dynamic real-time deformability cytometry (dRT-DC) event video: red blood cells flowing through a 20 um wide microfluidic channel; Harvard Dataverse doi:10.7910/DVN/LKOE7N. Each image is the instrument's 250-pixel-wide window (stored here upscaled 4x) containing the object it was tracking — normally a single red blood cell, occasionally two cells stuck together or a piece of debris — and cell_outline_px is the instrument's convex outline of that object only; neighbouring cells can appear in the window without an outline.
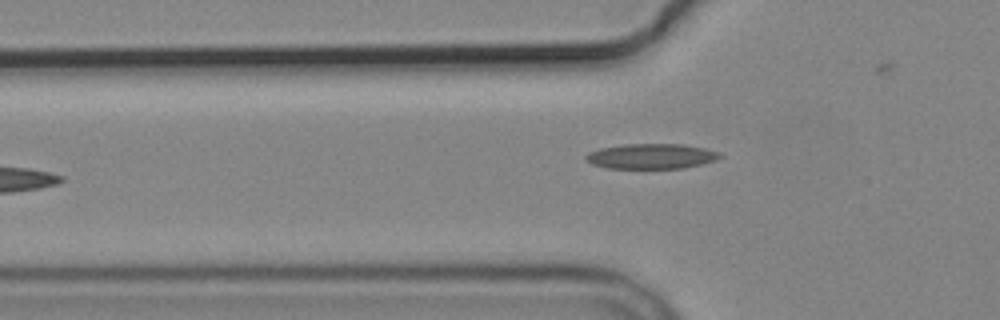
{"species": "common noctule bat (a hibernating species)", "species_latin": "Nyctalus noctula", "temperature_condition": "cold", "stored_images_in_passage": 5, "camera_frame_rate_fps": 3000, "um_per_image_px": 0.085, "animal": {"sex": "male", "body_mass_g": 19.2, "forearm_length_mm": 51.8}, "frame": {"image": 1, "passage_image": 5, "time_ms": 4.667, "image_size_px": [1000, 320], "cell_outline_px": [[724, 156], [716, 160], [684, 168], [608, 168], [592, 164], [584, 160], [584, 156], [588, 152], [600, 148], [624, 144], [684, 144], [704, 148], [720, 152]], "centroid_in_image_um": [55.35, 13.27], "position_along_channel_um": 70.4, "area_um2": 19.77}}